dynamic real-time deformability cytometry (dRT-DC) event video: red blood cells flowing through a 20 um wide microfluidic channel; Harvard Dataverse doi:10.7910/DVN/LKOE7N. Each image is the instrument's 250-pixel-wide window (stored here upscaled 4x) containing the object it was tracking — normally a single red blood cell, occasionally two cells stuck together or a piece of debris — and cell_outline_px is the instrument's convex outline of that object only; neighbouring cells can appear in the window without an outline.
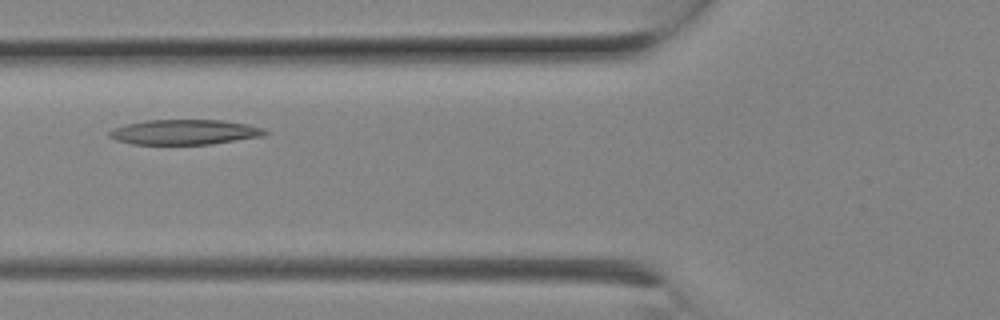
{"species": "Egyptian fruit bat (a non-hibernating species)", "species_latin": "Rousettus aegyptiacus", "temperature_condition": "room temperature", "stored_images_in_passage": 7, "camera_frame_rate_fps": 3000, "um_per_image_px": 0.085, "animal": {"sex": "female"}, "frame": {"image": 1, "passage_image": 5, "time_ms": 1.333, "image_size_px": [1000, 320], "cell_outline_px": [[268, 132], [264, 136], [212, 144], [132, 144], [116, 140], [108, 136], [108, 132], [112, 128], [144, 120], [224, 120], [248, 124], [264, 128]], "centroid_in_image_um": [15.7, 11.22], "position_along_channel_um": 110.1, "area_um2": 22.83}}
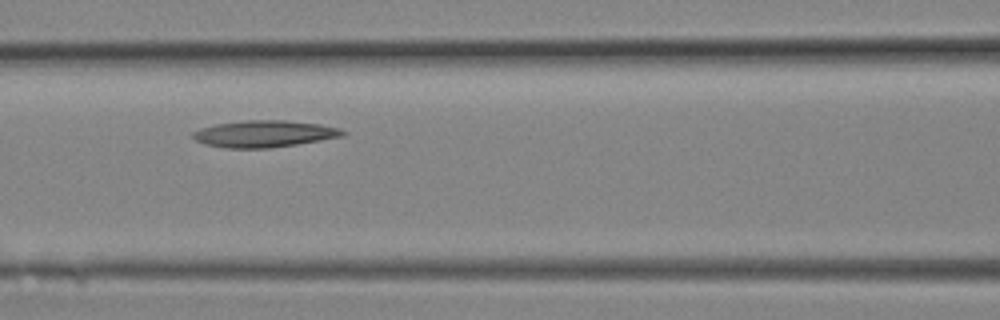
{"frame": {"image": 2, "passage_image": 6, "time_ms": 1.667, "image_size_px": [1000, 320], "cell_outline_px": [[348, 132], [344, 136], [296, 144], [268, 148], [224, 148], [204, 144], [196, 140], [192, 136], [192, 132], [200, 128], [216, 124], [244, 120], [284, 120], [320, 124], [340, 128]], "centroid_in_image_um": [22.46, 11.37], "position_along_channel_um": 144.1, "area_um2": 23.41}}
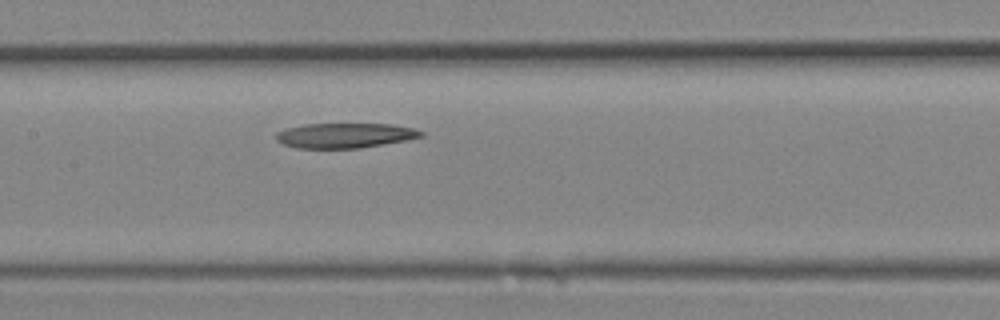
{"frame": {"image": 3, "passage_image": 7, "time_ms": 2.0, "image_size_px": [1000, 320], "cell_outline_px": [[424, 136], [404, 140], [360, 148], [296, 148], [284, 144], [276, 140], [276, 132], [284, 128], [304, 124], [392, 124], [412, 128], [424, 132]], "centroid_in_image_um": [29.27, 11.51], "position_along_channel_um": 178.1, "area_um2": 20.98}}